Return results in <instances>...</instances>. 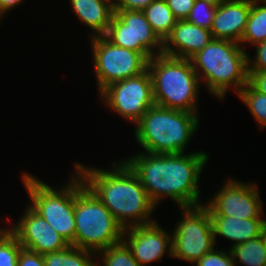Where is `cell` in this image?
Returning a JSON list of instances; mask_svg holds the SVG:
<instances>
[{"mask_svg": "<svg viewBox=\"0 0 266 266\" xmlns=\"http://www.w3.org/2000/svg\"><path fill=\"white\" fill-rule=\"evenodd\" d=\"M147 21L157 36L164 42L178 21L166 0H154L143 10Z\"/></svg>", "mask_w": 266, "mask_h": 266, "instance_id": "cell-19", "label": "cell"}, {"mask_svg": "<svg viewBox=\"0 0 266 266\" xmlns=\"http://www.w3.org/2000/svg\"><path fill=\"white\" fill-rule=\"evenodd\" d=\"M17 266H45L43 255L22 247Z\"/></svg>", "mask_w": 266, "mask_h": 266, "instance_id": "cell-31", "label": "cell"}, {"mask_svg": "<svg viewBox=\"0 0 266 266\" xmlns=\"http://www.w3.org/2000/svg\"><path fill=\"white\" fill-rule=\"evenodd\" d=\"M238 42L212 39L190 58L199 81L207 92L223 100L232 87L235 94L248 83L247 51Z\"/></svg>", "mask_w": 266, "mask_h": 266, "instance_id": "cell-3", "label": "cell"}, {"mask_svg": "<svg viewBox=\"0 0 266 266\" xmlns=\"http://www.w3.org/2000/svg\"><path fill=\"white\" fill-rule=\"evenodd\" d=\"M200 116L184 110L154 105L135 124V138L145 152L185 153L198 130Z\"/></svg>", "mask_w": 266, "mask_h": 266, "instance_id": "cell-4", "label": "cell"}, {"mask_svg": "<svg viewBox=\"0 0 266 266\" xmlns=\"http://www.w3.org/2000/svg\"><path fill=\"white\" fill-rule=\"evenodd\" d=\"M266 40V5L260 0H251V10L242 35L241 46L257 45Z\"/></svg>", "mask_w": 266, "mask_h": 266, "instance_id": "cell-21", "label": "cell"}, {"mask_svg": "<svg viewBox=\"0 0 266 266\" xmlns=\"http://www.w3.org/2000/svg\"><path fill=\"white\" fill-rule=\"evenodd\" d=\"M261 236H262L263 241H264V243H265V245H266V222H265V224H264V228H263V230H262Z\"/></svg>", "mask_w": 266, "mask_h": 266, "instance_id": "cell-35", "label": "cell"}, {"mask_svg": "<svg viewBox=\"0 0 266 266\" xmlns=\"http://www.w3.org/2000/svg\"><path fill=\"white\" fill-rule=\"evenodd\" d=\"M213 39L210 30L201 28L187 20H179L171 34L163 42V54L190 59L204 49Z\"/></svg>", "mask_w": 266, "mask_h": 266, "instance_id": "cell-16", "label": "cell"}, {"mask_svg": "<svg viewBox=\"0 0 266 266\" xmlns=\"http://www.w3.org/2000/svg\"><path fill=\"white\" fill-rule=\"evenodd\" d=\"M9 230V227L8 228H0V237L5 233V232H7Z\"/></svg>", "mask_w": 266, "mask_h": 266, "instance_id": "cell-36", "label": "cell"}, {"mask_svg": "<svg viewBox=\"0 0 266 266\" xmlns=\"http://www.w3.org/2000/svg\"><path fill=\"white\" fill-rule=\"evenodd\" d=\"M255 46L256 54L253 59L247 53V72H264L266 71V40Z\"/></svg>", "mask_w": 266, "mask_h": 266, "instance_id": "cell-28", "label": "cell"}, {"mask_svg": "<svg viewBox=\"0 0 266 266\" xmlns=\"http://www.w3.org/2000/svg\"><path fill=\"white\" fill-rule=\"evenodd\" d=\"M213 227L214 242L216 237L221 236L223 239H229L234 246L261 236L265 218L239 219L229 216H211Z\"/></svg>", "mask_w": 266, "mask_h": 266, "instance_id": "cell-17", "label": "cell"}, {"mask_svg": "<svg viewBox=\"0 0 266 266\" xmlns=\"http://www.w3.org/2000/svg\"><path fill=\"white\" fill-rule=\"evenodd\" d=\"M209 157L202 150L186 155L140 152L124 161L139 177L156 207L166 197L182 208L202 205L199 180Z\"/></svg>", "mask_w": 266, "mask_h": 266, "instance_id": "cell-1", "label": "cell"}, {"mask_svg": "<svg viewBox=\"0 0 266 266\" xmlns=\"http://www.w3.org/2000/svg\"><path fill=\"white\" fill-rule=\"evenodd\" d=\"M237 96L244 102L260 129L263 130L266 127V95L256 91L247 83Z\"/></svg>", "mask_w": 266, "mask_h": 266, "instance_id": "cell-24", "label": "cell"}, {"mask_svg": "<svg viewBox=\"0 0 266 266\" xmlns=\"http://www.w3.org/2000/svg\"><path fill=\"white\" fill-rule=\"evenodd\" d=\"M74 246L93 251L122 242L124 228L74 172Z\"/></svg>", "mask_w": 266, "mask_h": 266, "instance_id": "cell-6", "label": "cell"}, {"mask_svg": "<svg viewBox=\"0 0 266 266\" xmlns=\"http://www.w3.org/2000/svg\"><path fill=\"white\" fill-rule=\"evenodd\" d=\"M216 8L217 6L209 4L205 1L195 0L190 14L186 20L201 28L210 30Z\"/></svg>", "mask_w": 266, "mask_h": 266, "instance_id": "cell-26", "label": "cell"}, {"mask_svg": "<svg viewBox=\"0 0 266 266\" xmlns=\"http://www.w3.org/2000/svg\"><path fill=\"white\" fill-rule=\"evenodd\" d=\"M226 179L210 201L204 205L210 216H229L239 219L263 218V202L256 183Z\"/></svg>", "mask_w": 266, "mask_h": 266, "instance_id": "cell-12", "label": "cell"}, {"mask_svg": "<svg viewBox=\"0 0 266 266\" xmlns=\"http://www.w3.org/2000/svg\"><path fill=\"white\" fill-rule=\"evenodd\" d=\"M27 206L18 223L9 226L23 248L43 255L70 245L44 218Z\"/></svg>", "mask_w": 266, "mask_h": 266, "instance_id": "cell-13", "label": "cell"}, {"mask_svg": "<svg viewBox=\"0 0 266 266\" xmlns=\"http://www.w3.org/2000/svg\"><path fill=\"white\" fill-rule=\"evenodd\" d=\"M251 10V0H224L217 6L212 27L213 39L240 43Z\"/></svg>", "mask_w": 266, "mask_h": 266, "instance_id": "cell-15", "label": "cell"}, {"mask_svg": "<svg viewBox=\"0 0 266 266\" xmlns=\"http://www.w3.org/2000/svg\"><path fill=\"white\" fill-rule=\"evenodd\" d=\"M201 1H205L209 4H212L214 6H218L220 5L224 0H201Z\"/></svg>", "mask_w": 266, "mask_h": 266, "instance_id": "cell-34", "label": "cell"}, {"mask_svg": "<svg viewBox=\"0 0 266 266\" xmlns=\"http://www.w3.org/2000/svg\"><path fill=\"white\" fill-rule=\"evenodd\" d=\"M18 238L8 230L0 237V266H17L21 251Z\"/></svg>", "mask_w": 266, "mask_h": 266, "instance_id": "cell-25", "label": "cell"}, {"mask_svg": "<svg viewBox=\"0 0 266 266\" xmlns=\"http://www.w3.org/2000/svg\"><path fill=\"white\" fill-rule=\"evenodd\" d=\"M98 256H101V261H96V266H141L123 241L98 251L96 258Z\"/></svg>", "mask_w": 266, "mask_h": 266, "instance_id": "cell-23", "label": "cell"}, {"mask_svg": "<svg viewBox=\"0 0 266 266\" xmlns=\"http://www.w3.org/2000/svg\"><path fill=\"white\" fill-rule=\"evenodd\" d=\"M99 97L107 105L105 107L134 125L155 105L148 69L138 76L112 83L99 94Z\"/></svg>", "mask_w": 266, "mask_h": 266, "instance_id": "cell-10", "label": "cell"}, {"mask_svg": "<svg viewBox=\"0 0 266 266\" xmlns=\"http://www.w3.org/2000/svg\"><path fill=\"white\" fill-rule=\"evenodd\" d=\"M180 209L182 219L171 232L172 257L194 264L215 247L211 216L203 203Z\"/></svg>", "mask_w": 266, "mask_h": 266, "instance_id": "cell-8", "label": "cell"}, {"mask_svg": "<svg viewBox=\"0 0 266 266\" xmlns=\"http://www.w3.org/2000/svg\"><path fill=\"white\" fill-rule=\"evenodd\" d=\"M154 0H112L115 11H143Z\"/></svg>", "mask_w": 266, "mask_h": 266, "instance_id": "cell-30", "label": "cell"}, {"mask_svg": "<svg viewBox=\"0 0 266 266\" xmlns=\"http://www.w3.org/2000/svg\"><path fill=\"white\" fill-rule=\"evenodd\" d=\"M234 263L243 266H266V245L262 236L229 248Z\"/></svg>", "mask_w": 266, "mask_h": 266, "instance_id": "cell-22", "label": "cell"}, {"mask_svg": "<svg viewBox=\"0 0 266 266\" xmlns=\"http://www.w3.org/2000/svg\"><path fill=\"white\" fill-rule=\"evenodd\" d=\"M248 83L258 92L266 95V71L247 72Z\"/></svg>", "mask_w": 266, "mask_h": 266, "instance_id": "cell-32", "label": "cell"}, {"mask_svg": "<svg viewBox=\"0 0 266 266\" xmlns=\"http://www.w3.org/2000/svg\"><path fill=\"white\" fill-rule=\"evenodd\" d=\"M23 1L25 0H0V21L8 11L14 10V7H17Z\"/></svg>", "mask_w": 266, "mask_h": 266, "instance_id": "cell-33", "label": "cell"}, {"mask_svg": "<svg viewBox=\"0 0 266 266\" xmlns=\"http://www.w3.org/2000/svg\"><path fill=\"white\" fill-rule=\"evenodd\" d=\"M214 247L201 259L194 263L196 266H236L231 251L219 250Z\"/></svg>", "mask_w": 266, "mask_h": 266, "instance_id": "cell-27", "label": "cell"}, {"mask_svg": "<svg viewBox=\"0 0 266 266\" xmlns=\"http://www.w3.org/2000/svg\"><path fill=\"white\" fill-rule=\"evenodd\" d=\"M80 22L92 29L90 37L107 33L114 15L112 0H69Z\"/></svg>", "mask_w": 266, "mask_h": 266, "instance_id": "cell-18", "label": "cell"}, {"mask_svg": "<svg viewBox=\"0 0 266 266\" xmlns=\"http://www.w3.org/2000/svg\"><path fill=\"white\" fill-rule=\"evenodd\" d=\"M71 175L69 183L66 182L65 186L56 189L25 172L21 180L32 201L29 206L74 246V173Z\"/></svg>", "mask_w": 266, "mask_h": 266, "instance_id": "cell-7", "label": "cell"}, {"mask_svg": "<svg viewBox=\"0 0 266 266\" xmlns=\"http://www.w3.org/2000/svg\"><path fill=\"white\" fill-rule=\"evenodd\" d=\"M112 163L107 170L77 162L74 168L124 229L154 222L151 215L156 206L139 177L124 160Z\"/></svg>", "mask_w": 266, "mask_h": 266, "instance_id": "cell-2", "label": "cell"}, {"mask_svg": "<svg viewBox=\"0 0 266 266\" xmlns=\"http://www.w3.org/2000/svg\"><path fill=\"white\" fill-rule=\"evenodd\" d=\"M90 41L99 94L112 83L147 70L148 60L139 52L116 46L104 35L91 37Z\"/></svg>", "mask_w": 266, "mask_h": 266, "instance_id": "cell-9", "label": "cell"}, {"mask_svg": "<svg viewBox=\"0 0 266 266\" xmlns=\"http://www.w3.org/2000/svg\"><path fill=\"white\" fill-rule=\"evenodd\" d=\"M122 241L141 266L160 261L165 253L172 257L171 232L167 233L157 221L124 229Z\"/></svg>", "mask_w": 266, "mask_h": 266, "instance_id": "cell-14", "label": "cell"}, {"mask_svg": "<svg viewBox=\"0 0 266 266\" xmlns=\"http://www.w3.org/2000/svg\"><path fill=\"white\" fill-rule=\"evenodd\" d=\"M96 253L73 245L43 254L45 266H96ZM95 257V258H93Z\"/></svg>", "mask_w": 266, "mask_h": 266, "instance_id": "cell-20", "label": "cell"}, {"mask_svg": "<svg viewBox=\"0 0 266 266\" xmlns=\"http://www.w3.org/2000/svg\"><path fill=\"white\" fill-rule=\"evenodd\" d=\"M147 69L155 105L198 114L201 83L190 59L161 53L149 59Z\"/></svg>", "mask_w": 266, "mask_h": 266, "instance_id": "cell-5", "label": "cell"}, {"mask_svg": "<svg viewBox=\"0 0 266 266\" xmlns=\"http://www.w3.org/2000/svg\"><path fill=\"white\" fill-rule=\"evenodd\" d=\"M263 4L266 5V0H260Z\"/></svg>", "mask_w": 266, "mask_h": 266, "instance_id": "cell-37", "label": "cell"}, {"mask_svg": "<svg viewBox=\"0 0 266 266\" xmlns=\"http://www.w3.org/2000/svg\"><path fill=\"white\" fill-rule=\"evenodd\" d=\"M166 2L176 19L179 21L188 18L195 0H166Z\"/></svg>", "mask_w": 266, "mask_h": 266, "instance_id": "cell-29", "label": "cell"}, {"mask_svg": "<svg viewBox=\"0 0 266 266\" xmlns=\"http://www.w3.org/2000/svg\"><path fill=\"white\" fill-rule=\"evenodd\" d=\"M104 36L116 46L139 52L148 61L163 52V41L153 31L143 11H115Z\"/></svg>", "mask_w": 266, "mask_h": 266, "instance_id": "cell-11", "label": "cell"}]
</instances>
